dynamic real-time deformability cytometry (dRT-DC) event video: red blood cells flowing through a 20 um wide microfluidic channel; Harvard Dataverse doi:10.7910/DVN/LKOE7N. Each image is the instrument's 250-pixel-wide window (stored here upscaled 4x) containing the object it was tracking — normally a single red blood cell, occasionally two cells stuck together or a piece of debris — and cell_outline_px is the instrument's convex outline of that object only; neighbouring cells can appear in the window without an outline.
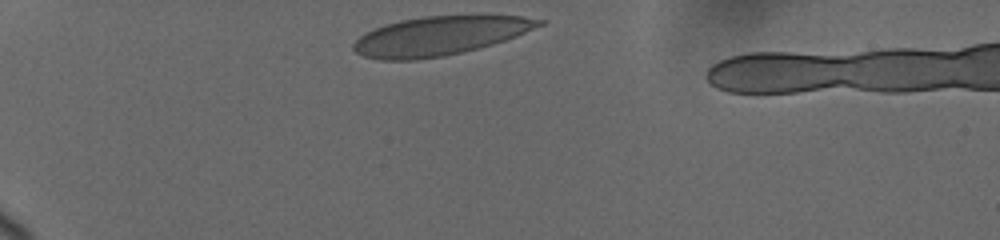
{"species": "human", "species_latin": "Homo sapiens", "temperature_condition": "cold", "stored_images_in_passage": 24, "camera_frame_rate_fps": 3000, "um_per_image_px": 0.085, "donor": {"sex": "female"}, "frame": {"image": 1, "passage_image": 1, "time_ms": 0.0, "image_size_px": [1000, 240], "cell_outline_px": [[544, 24], [516, 36], [492, 44], [444, 56], [416, 60], [380, 60], [364, 56], [356, 52], [352, 48], [352, 44], [360, 36], [376, 28], [400, 20], [424, 16], [524, 16], [544, 20]], "centroid_in_image_um": [37.36, 3.05], "position_along_channel_um": 47.6, "area_um2": 41.5}}
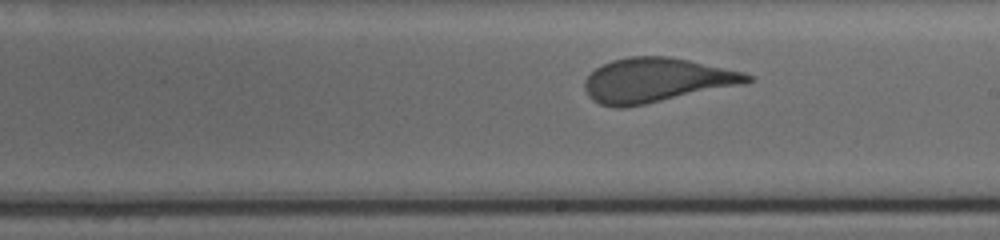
{"frame": {"image": 2, "passage_image": 13, "time_ms": 6.333, "image_size_px": [1000, 240], "cell_outline_px": [[756, 80], [744, 84], [624, 108], [616, 108], [600, 104], [592, 100], [588, 96], [584, 88], [584, 80], [596, 68], [612, 60], [628, 56], [668, 56], [688, 60], [744, 72], [752, 76]], "centroid_in_image_um": [55.78, 6.82], "position_along_channel_um": 233.2, "area_um2": 41.91}}
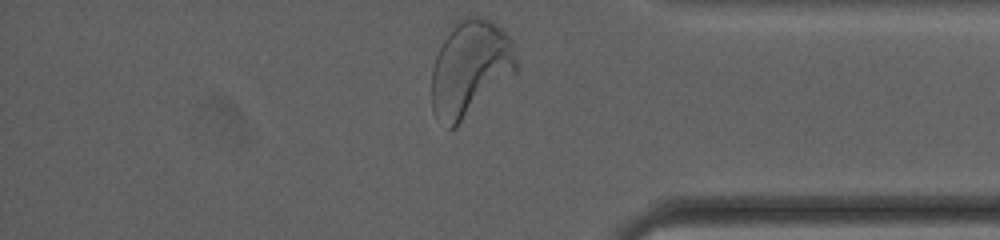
{"frame": {"image": 3, "passage_image": 24, "time_ms": 11.0, "image_size_px": [1000, 240], "cell_outline_px": [[516, 72], [456, 128], [448, 128], [432, 112], [432, 68], [436, 56], [444, 40], [456, 20], [468, 16], [480, 16], [496, 24], [512, 40], [516, 64]], "centroid_in_image_um": [39.95, 5.82], "position_along_channel_um": 395.3, "area_um2": 46.99}, "authors_computed_cell_mechanics": {"area_um2": 41.905, "velocity_mm_per_s": 3.6656, "shape_relaxation_time_tau1_ms": 3.3805, "shape_relaxation_time_tau2_ms": null, "deformation_change_tau1": 0.1371, "deformation_change_tau2": null}}